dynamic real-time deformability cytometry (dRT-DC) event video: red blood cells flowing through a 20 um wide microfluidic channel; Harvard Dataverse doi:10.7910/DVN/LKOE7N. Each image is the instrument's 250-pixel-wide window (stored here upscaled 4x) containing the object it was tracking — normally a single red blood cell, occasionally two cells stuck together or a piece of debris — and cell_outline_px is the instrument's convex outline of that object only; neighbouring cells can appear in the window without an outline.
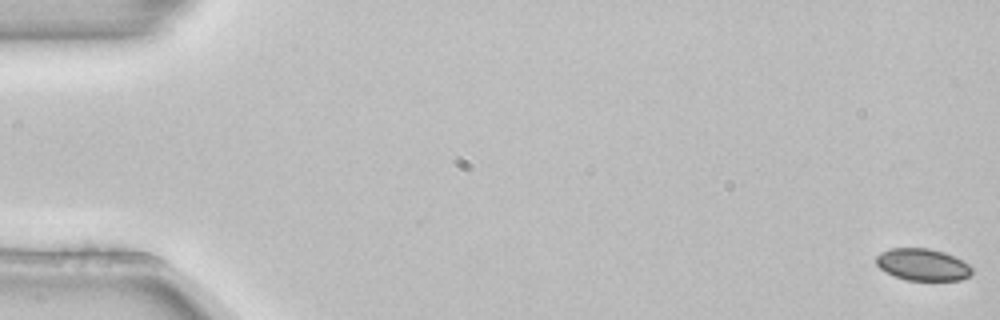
{"species": "common noctule bat (a hibernating species)", "species_latin": "Nyctalus noctula", "temperature_condition": "room temperature", "stored_images_in_passage": 6, "camera_frame_rate_fps": 3000, "um_per_image_px": 0.085, "animal": {"sex": "female", "body_mass_g": 22.7, "forearm_length_mm": 54.2}, "frame": {"image": 1, "passage_image": 1, "time_ms": 0.0, "image_size_px": [1000, 320], "cell_outline_px": [[972, 276], [960, 280], [904, 280], [880, 268], [876, 264], [876, 256], [880, 252], [892, 248], [928, 248], [944, 252], [964, 260], [972, 268]], "centroid_in_image_um": [78.46, 22.49], "position_along_channel_um": 6.5, "area_um2": 17.92}}
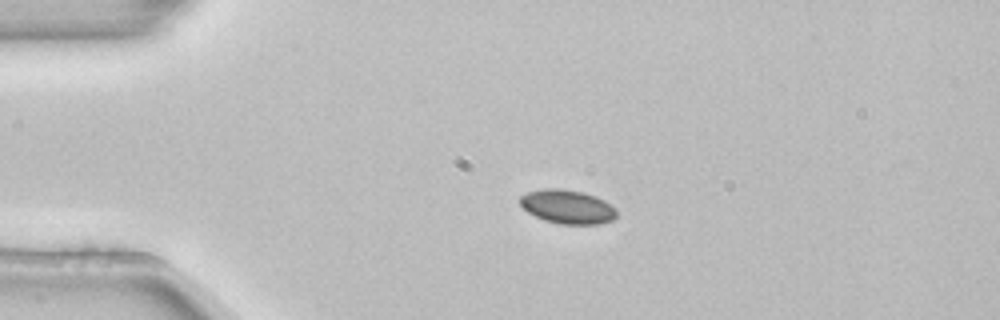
{"frame": {"image": 2, "passage_image": 4, "time_ms": 1.0, "image_size_px": [1000, 320], "cell_outline_px": [[616, 216], [612, 220], [600, 224], [560, 224], [544, 220], [528, 212], [520, 204], [520, 196], [528, 192], [544, 188], [560, 188], [584, 192], [596, 196], [604, 200], [616, 208]], "centroid_in_image_um": [48.25, 17.57], "position_along_channel_um": 36.8, "area_um2": 19.13}}